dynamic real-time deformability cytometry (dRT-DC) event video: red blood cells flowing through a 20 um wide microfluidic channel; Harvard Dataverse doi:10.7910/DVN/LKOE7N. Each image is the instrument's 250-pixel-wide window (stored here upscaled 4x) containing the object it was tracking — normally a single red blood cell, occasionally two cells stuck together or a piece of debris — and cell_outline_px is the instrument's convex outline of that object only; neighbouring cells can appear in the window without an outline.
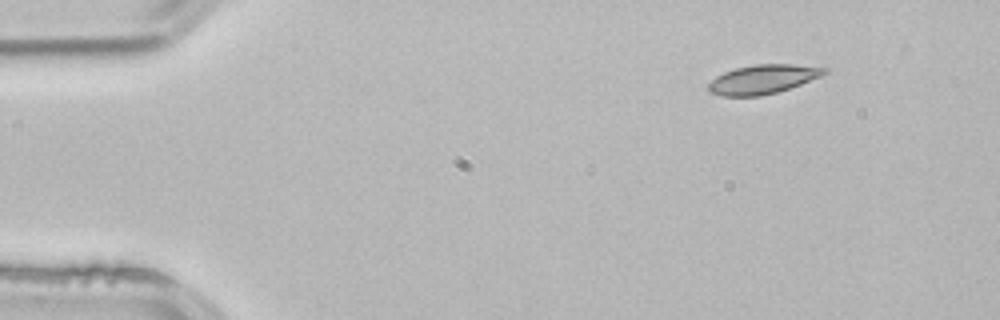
{"species": "common noctule bat (a hibernating species)", "species_latin": "Nyctalus noctula", "temperature_condition": "room temperature", "stored_images_in_passage": 3, "camera_frame_rate_fps": 3000, "um_per_image_px": 0.085, "animal": {"sex": "male", "body_mass_g": 21.5, "forearm_length_mm": 52.0}, "frame": {"image": 1, "passage_image": 1, "time_ms": 0.0, "image_size_px": [1000, 320], "cell_outline_px": [[828, 72], [820, 76], [800, 84], [776, 92], [760, 96], [724, 96], [708, 92], [708, 84], [716, 76], [724, 72], [736, 68], [756, 64], [792, 64], [828, 68]], "centroid_in_image_um": [64.82, 6.73], "position_along_channel_um": 20.2, "area_um2": 19.48}}
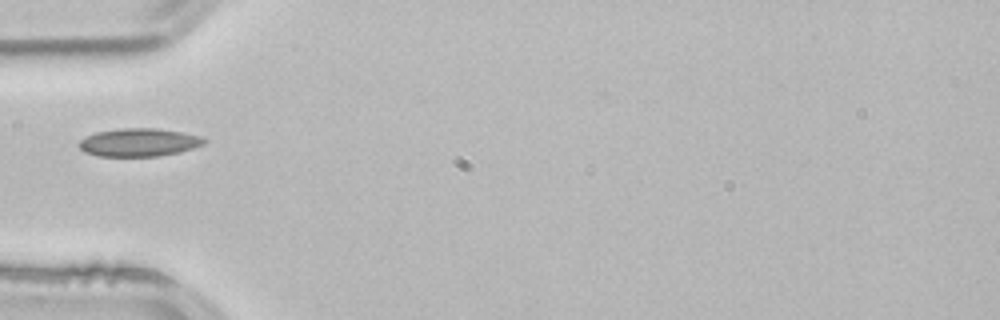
{"frame": {"image": 2, "passage_image": 3, "time_ms": 0.667, "image_size_px": [1000, 320], "cell_outline_px": [[208, 140], [204, 144], [180, 152], [160, 156], [100, 156], [84, 152], [76, 144], [84, 136], [96, 132], [120, 128], [156, 128], [184, 132], [200, 136]], "centroid_in_image_um": [11.8, 12.09], "position_along_channel_um": 73.2, "area_um2": 20.69}}